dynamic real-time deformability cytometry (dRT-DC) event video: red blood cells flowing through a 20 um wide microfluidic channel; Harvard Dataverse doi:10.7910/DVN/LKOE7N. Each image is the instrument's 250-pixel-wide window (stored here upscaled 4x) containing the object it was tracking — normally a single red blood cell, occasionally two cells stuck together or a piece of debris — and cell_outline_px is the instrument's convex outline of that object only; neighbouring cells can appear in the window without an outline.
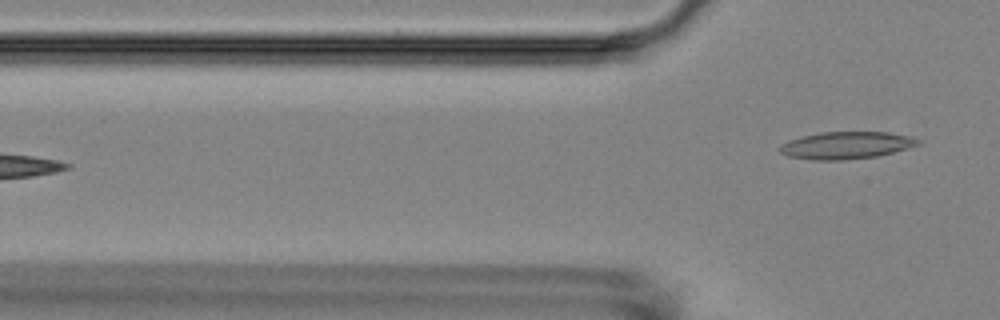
{"species": "Egyptian fruit bat (a non-hibernating species)", "species_latin": "Rousettus aegyptiacus", "temperature_condition": "room temperature", "stored_images_in_passage": 5, "camera_frame_rate_fps": 3000, "um_per_image_px": 0.085, "animal": {"sex": "female"}, "frame": {"image": 1, "passage_image": 5, "time_ms": 4.667, "image_size_px": [1000, 320], "cell_outline_px": [[920, 144], [892, 152], [876, 156], [840, 160], [812, 160], [788, 156], [780, 152], [776, 148], [780, 144], [788, 140], [820, 132], [888, 132], [908, 136], [920, 140]], "centroid_in_image_um": [71.86, 12.35], "position_along_channel_um": 53.9, "area_um2": 21.79}}